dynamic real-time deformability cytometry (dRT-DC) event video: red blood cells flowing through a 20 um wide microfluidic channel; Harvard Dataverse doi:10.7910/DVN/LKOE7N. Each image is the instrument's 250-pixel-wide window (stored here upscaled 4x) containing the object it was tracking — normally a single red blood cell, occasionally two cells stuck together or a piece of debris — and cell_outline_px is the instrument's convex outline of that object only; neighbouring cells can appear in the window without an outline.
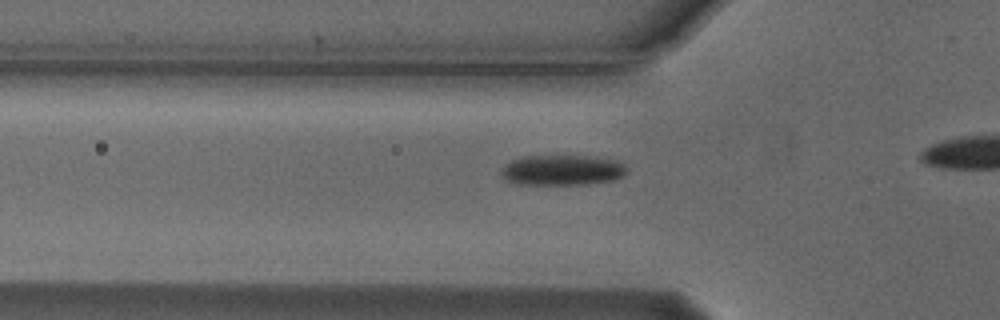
{"species": "Egyptian fruit bat (a non-hibernating species)", "species_latin": "Rousettus aegyptiacus", "temperature_condition": "cold", "stored_images_in_passage": 9, "camera_frame_rate_fps": 3000, "um_per_image_px": 0.085, "animal": {"sex": "male"}, "frame": {"image": 1, "passage_image": 3, "time_ms": 0.667, "image_size_px": [1000, 320], "cell_outline_px": [[628, 168], [620, 176], [612, 180], [584, 184], [516, 184], [508, 180], [500, 172], [500, 168], [504, 164], [520, 156], [596, 156], [616, 160], [624, 164]], "centroid_in_image_um": [47.75, 14.44], "position_along_channel_um": 78.0, "area_um2": 22.2}}
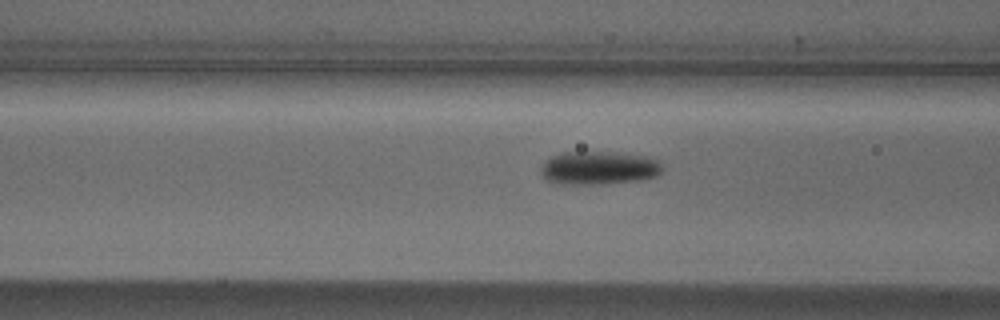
{"frame": {"image": 2, "passage_image": 6, "time_ms": 1.667, "image_size_px": [1000, 320], "cell_outline_px": [[664, 168], [656, 176], [640, 180], [604, 184], [556, 184], [544, 180], [540, 172], [540, 168], [552, 156], [560, 152], [616, 152], [644, 156], [656, 160]], "centroid_in_image_um": [50.86, 14.29], "position_along_channel_um": 115.7, "area_um2": 23.76}}